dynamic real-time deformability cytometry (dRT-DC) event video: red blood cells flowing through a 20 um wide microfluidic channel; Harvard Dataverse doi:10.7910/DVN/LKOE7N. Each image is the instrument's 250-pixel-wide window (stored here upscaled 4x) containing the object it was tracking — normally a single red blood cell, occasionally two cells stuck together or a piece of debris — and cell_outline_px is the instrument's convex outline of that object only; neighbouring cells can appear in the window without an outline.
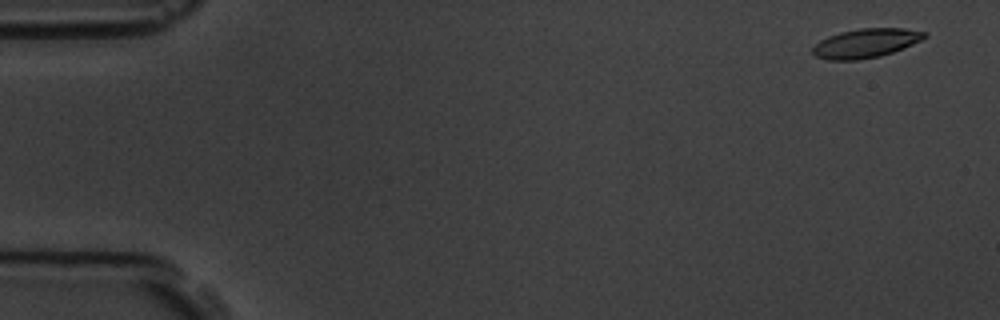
{"species": "common noctule bat (a hibernating species)", "species_latin": "Nyctalus noctula", "temperature_condition": "room temperature", "stored_images_in_passage": 5, "camera_frame_rate_fps": 3000, "um_per_image_px": 0.085, "animal": {"sex": "male", "body_mass_g": 19.5, "forearm_length_mm": 54.6}, "frame": {"image": 1, "passage_image": 1, "time_ms": 0.0, "image_size_px": [1000, 320], "cell_outline_px": [[928, 36], [912, 44], [892, 52], [880, 56], [856, 60], [828, 60], [816, 56], [812, 52], [812, 48], [820, 40], [828, 36], [840, 32], [860, 28], [904, 28], [928, 32]], "centroid_in_image_um": [73.59, 3.66], "position_along_channel_um": 11.4, "area_um2": 18.9}}
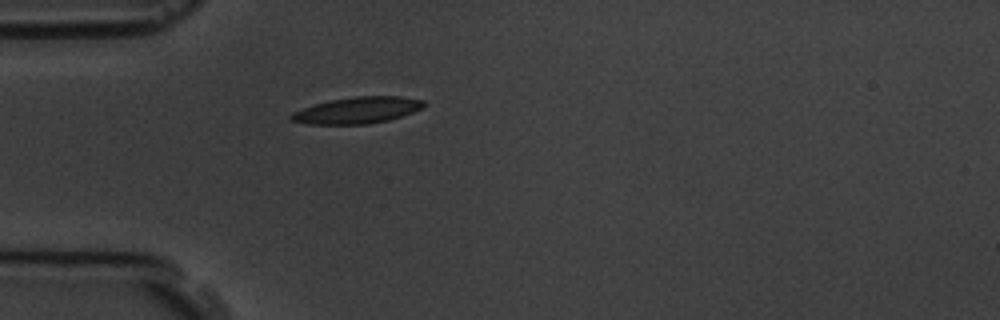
{"frame": {"image": 2, "passage_image": 5, "time_ms": 4.667, "image_size_px": [1000, 320], "cell_outline_px": [[428, 104], [424, 108], [388, 120], [368, 124], [308, 124], [288, 120], [288, 116], [292, 112], [316, 104], [332, 100], [356, 96], [400, 96], [424, 100]], "centroid_in_image_um": [30.39, 9.37], "position_along_channel_um": 54.6, "area_um2": 20.46}}